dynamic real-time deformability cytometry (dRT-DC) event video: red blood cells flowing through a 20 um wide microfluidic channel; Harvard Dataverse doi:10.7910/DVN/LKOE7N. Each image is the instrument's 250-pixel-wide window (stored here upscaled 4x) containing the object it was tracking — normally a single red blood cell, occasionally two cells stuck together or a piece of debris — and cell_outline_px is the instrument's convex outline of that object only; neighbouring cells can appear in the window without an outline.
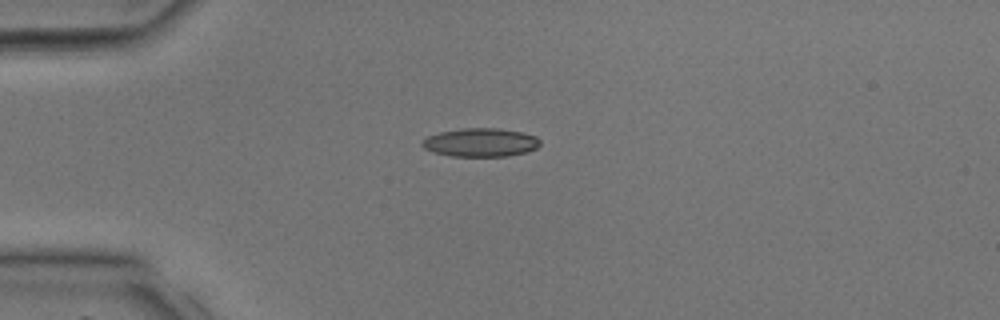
{"species": "common noctule bat (a hibernating species)", "species_latin": "Nyctalus noctula", "temperature_condition": "room temperature", "stored_images_in_passage": 29, "camera_frame_rate_fps": 3000, "um_per_image_px": 0.085, "animal": {"sex": "male", "body_mass_g": 17.9, "forearm_length_mm": 54.2}, "frame": {"image": 1, "passage_image": 1, "time_ms": 0.0, "image_size_px": [1000, 320], "cell_outline_px": [[540, 144], [536, 148], [528, 152], [508, 156], [452, 156], [432, 152], [424, 148], [420, 144], [428, 136], [440, 132], [460, 128], [500, 128], [524, 132], [536, 136], [540, 140]], "centroid_in_image_um": [40.87, 12.1], "position_along_channel_um": 44.1, "area_um2": 19.77}}
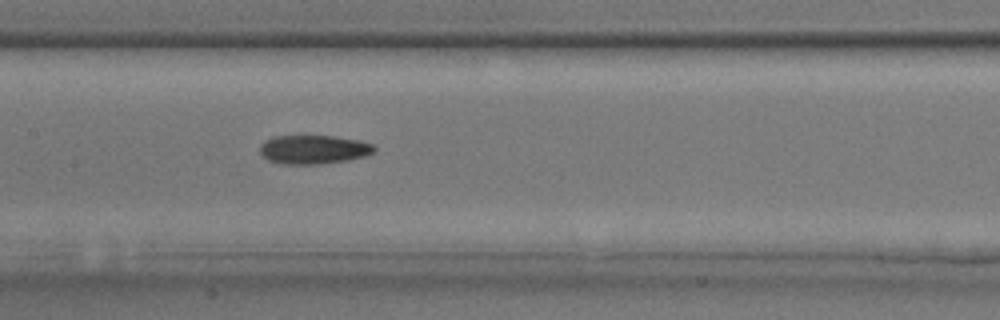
{"frame": {"image": 2, "passage_image": 10, "time_ms": 3.0, "image_size_px": [1000, 320], "cell_outline_px": [[376, 148], [372, 152], [364, 156], [348, 160], [320, 164], [284, 164], [268, 160], [260, 152], [260, 144], [264, 140], [272, 136], [332, 136], [360, 140], [372, 144]], "centroid_in_image_um": [26.63, 12.7], "position_along_channel_um": 180.8, "area_um2": 19.19}}
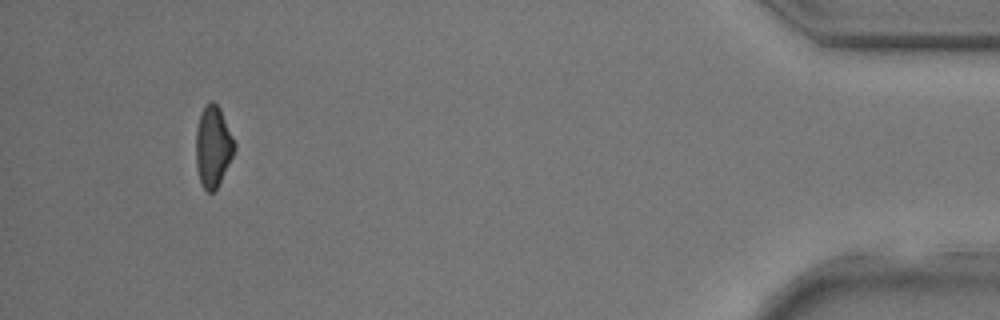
{"frame": {"image": 3, "passage_image": 27, "time_ms": 8.667, "image_size_px": [1000, 320], "cell_outline_px": [[236, 148], [216, 188], [212, 192], [208, 192], [200, 184], [196, 168], [196, 128], [200, 112], [204, 104], [208, 100], [212, 100], [220, 108], [236, 144]], "centroid_in_image_um": [18.08, 12.4], "position_along_channel_um": 417.1, "area_um2": 18.26}}